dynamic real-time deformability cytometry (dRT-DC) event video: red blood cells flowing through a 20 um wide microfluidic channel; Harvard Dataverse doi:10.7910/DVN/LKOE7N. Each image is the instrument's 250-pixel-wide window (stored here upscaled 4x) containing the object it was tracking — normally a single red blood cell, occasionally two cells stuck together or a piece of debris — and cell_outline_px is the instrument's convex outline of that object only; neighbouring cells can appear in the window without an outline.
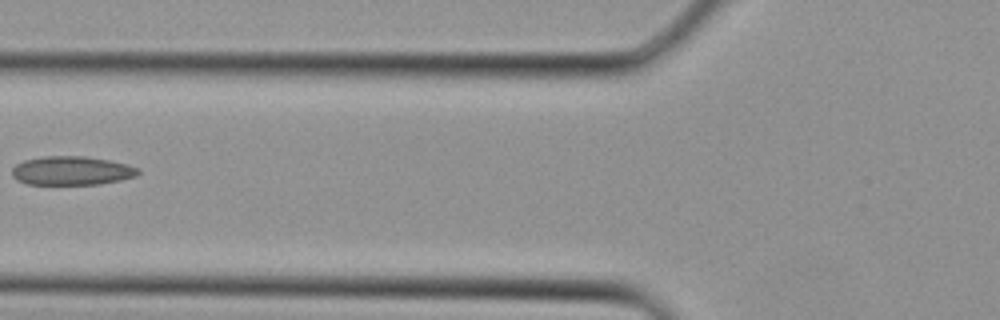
{"species": "Egyptian fruit bat (a non-hibernating species)", "species_latin": "Rousettus aegyptiacus", "temperature_condition": "cold", "stored_images_in_passage": 24, "camera_frame_rate_fps": 3000, "um_per_image_px": 0.085, "animal": {"sex": "female"}, "frame": {"image": 1, "passage_image": 4, "time_ms": 1.0, "image_size_px": [1000, 320], "cell_outline_px": [[140, 172], [136, 176], [120, 180], [100, 184], [28, 184], [16, 180], [12, 176], [12, 168], [16, 164], [24, 160], [40, 156], [88, 156], [128, 164], [140, 168]], "centroid_in_image_um": [6.09, 14.5], "position_along_channel_um": 119.7, "area_um2": 21.39}}
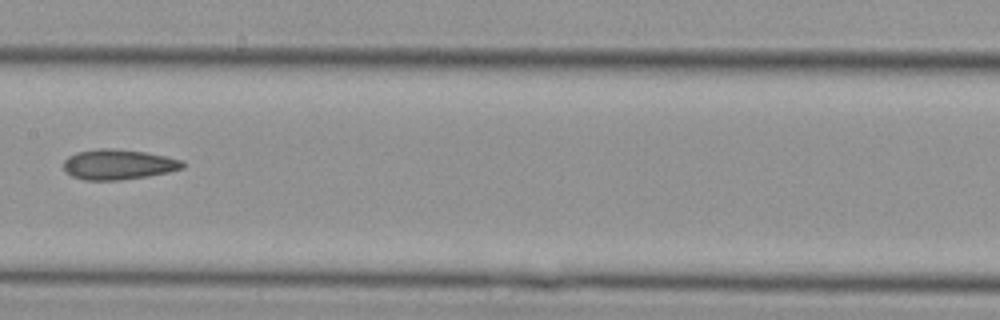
{"frame": {"image": 2, "passage_image": 8, "time_ms": 2.333, "image_size_px": [1000, 320], "cell_outline_px": [[184, 168], [168, 172], [148, 176], [120, 180], [88, 180], [72, 176], [64, 168], [64, 160], [68, 156], [76, 152], [96, 148], [112, 148], [144, 152], [184, 160]], "centroid_in_image_um": [10.06, 13.97], "position_along_channel_um": 197.3, "area_um2": 20.92}}
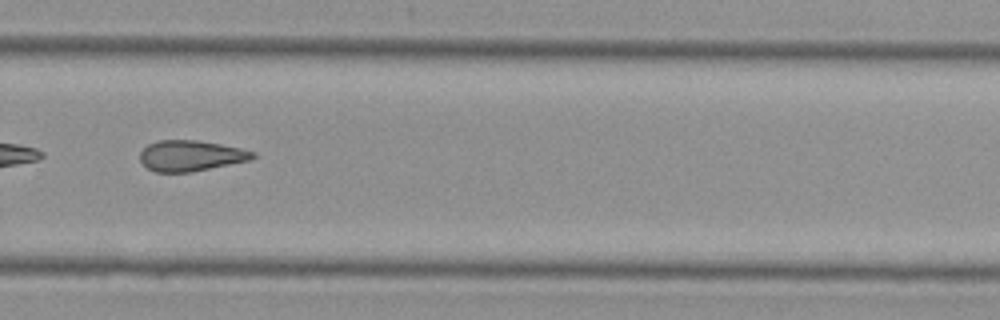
{"frame": {"image": 3, "passage_image": 14, "time_ms": 4.333, "image_size_px": [1000, 320], "cell_outline_px": [[256, 156], [252, 160], [192, 172], [156, 172], [148, 168], [140, 160], [140, 152], [148, 144], [160, 140], [196, 140], [220, 144], [240, 148], [256, 152]], "centroid_in_image_um": [16.25, 13.24], "position_along_channel_um": 313.6, "area_um2": 20.23}}